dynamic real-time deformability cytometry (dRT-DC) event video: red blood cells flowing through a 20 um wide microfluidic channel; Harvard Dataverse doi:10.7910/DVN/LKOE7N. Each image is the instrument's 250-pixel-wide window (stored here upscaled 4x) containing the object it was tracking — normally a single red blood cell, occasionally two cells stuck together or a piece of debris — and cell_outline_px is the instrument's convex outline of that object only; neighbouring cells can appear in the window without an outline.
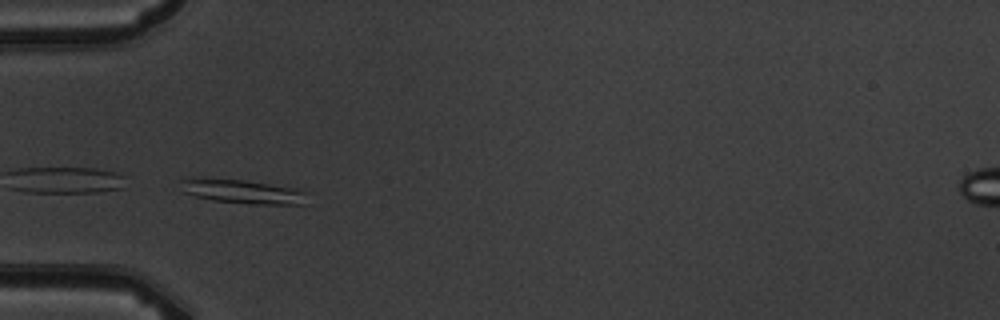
{"species": "common noctule bat (a hibernating species)", "species_latin": "Nyctalus noctula", "temperature_condition": "warm", "stored_images_in_passage": 3, "segment_of_instrument_passage": [2, 2], "camera_frame_rate_fps": 3000, "um_per_image_px": 0.085, "animal": {"sex": "male", "body_mass_g": 19.5, "forearm_length_mm": 54.6}, "frame": {"image": 1, "passage_image": 3, "time_ms": 2.333, "image_size_px": [1000, 320], "cell_outline_px": [[308, 192], [304, 204], [248, 204], [212, 200], [196, 196], [184, 192], [180, 180], [188, 176], [196, 176], [244, 180], [296, 188]], "centroid_in_image_um": [20.57, 16.25], "position_along_channel_um": 64.4, "area_um2": 18.09}}